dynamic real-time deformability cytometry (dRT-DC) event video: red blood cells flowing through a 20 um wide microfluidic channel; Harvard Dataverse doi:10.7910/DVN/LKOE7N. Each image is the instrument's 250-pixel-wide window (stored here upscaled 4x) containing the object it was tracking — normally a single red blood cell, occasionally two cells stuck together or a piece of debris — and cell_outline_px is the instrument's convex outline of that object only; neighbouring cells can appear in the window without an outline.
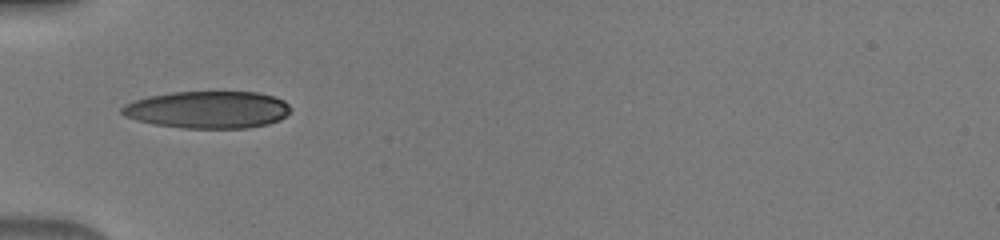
{"species": "human", "species_latin": "Homo sapiens", "temperature_condition": "warm", "stored_images_in_passage": 33, "camera_frame_rate_fps": 3000, "um_per_image_px": 0.085, "donor": {"sex": "male"}, "frame": {"image": 1, "passage_image": 1, "time_ms": 0.0, "image_size_px": [1000, 240], "cell_outline_px": [[288, 112], [280, 120], [268, 124], [248, 128], [184, 128], [152, 124], [136, 120], [124, 116], [120, 112], [120, 108], [124, 104], [132, 100], [148, 96], [172, 92], [256, 92], [272, 96], [284, 100], [288, 104]], "centroid_in_image_um": [17.6, 9.32], "position_along_channel_um": 67.4, "area_um2": 36.7}}
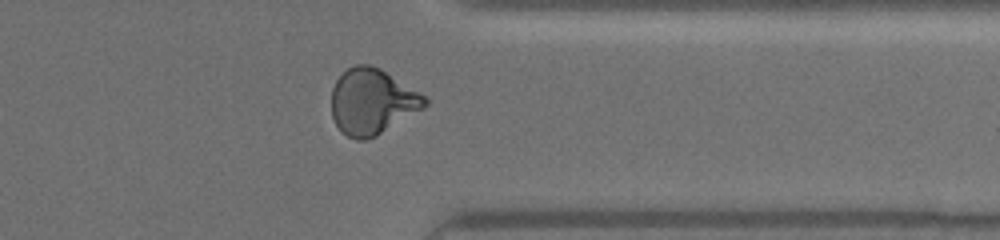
{"frame": {"image": 2, "passage_image": 24, "time_ms": 7.667, "image_size_px": [1000, 240], "cell_outline_px": [[428, 104], [424, 108], [376, 136], [368, 140], [356, 140], [348, 136], [336, 124], [332, 116], [332, 88], [336, 80], [348, 68], [356, 64], [372, 64], [380, 68], [424, 96], [428, 100]], "centroid_in_image_um": [31.62, 8.64], "position_along_channel_um": 379.8, "area_um2": 35.43}}